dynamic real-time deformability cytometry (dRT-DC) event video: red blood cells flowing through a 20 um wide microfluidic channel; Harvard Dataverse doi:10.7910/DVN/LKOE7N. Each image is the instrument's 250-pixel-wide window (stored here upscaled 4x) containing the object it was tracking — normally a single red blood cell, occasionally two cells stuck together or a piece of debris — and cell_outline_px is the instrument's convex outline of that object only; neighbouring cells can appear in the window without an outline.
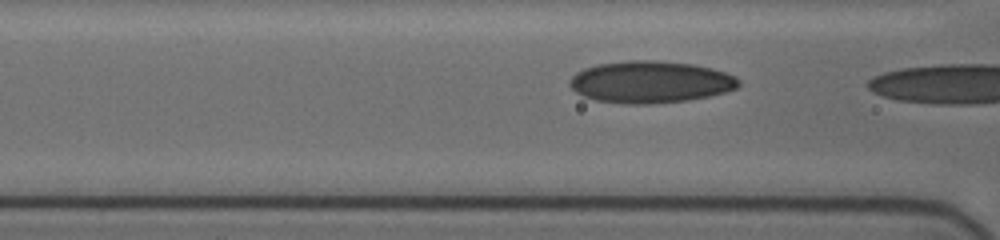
{"species": "human", "species_latin": "Homo sapiens", "temperature_condition": "cold", "stored_images_in_passage": 27, "camera_frame_rate_fps": 3000, "um_per_image_px": 0.085, "donor": {"sex": "female"}, "frame": {"image": 1, "passage_image": 25, "time_ms": 5.0, "image_size_px": [1000, 240], "cell_outline_px": [[740, 84], [736, 88], [724, 92], [708, 96], [688, 100], [648, 104], [628, 104], [596, 100], [584, 96], [576, 92], [568, 84], [568, 80], [576, 72], [584, 68], [596, 64], [628, 60], [652, 60], [692, 64], [712, 68], [736, 76], [740, 80]], "centroid_in_image_um": [55.26, 6.96], "position_along_channel_um": 111.3, "area_um2": 41.33}}